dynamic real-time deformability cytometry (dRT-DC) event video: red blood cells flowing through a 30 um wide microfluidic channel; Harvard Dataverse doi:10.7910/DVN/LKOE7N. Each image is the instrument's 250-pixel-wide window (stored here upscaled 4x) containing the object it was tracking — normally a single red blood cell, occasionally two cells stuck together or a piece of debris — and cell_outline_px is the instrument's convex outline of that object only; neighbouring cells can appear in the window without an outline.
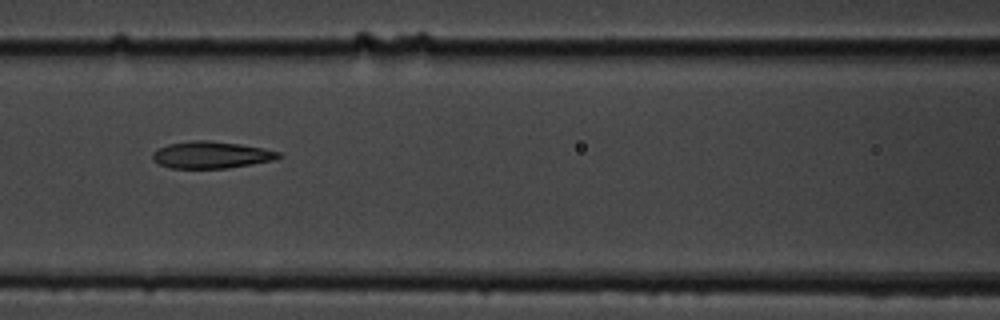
{"species": "common noctule bat (a hibernating species)", "species_latin": "Nyctalus noctula", "temperature_condition": "cold", "stored_images_in_passage": 9, "camera_frame_rate_fps": 3000, "um_per_image_px": 0.085, "animal": {"sex": "male", "body_mass_g": 19.5, "forearm_length_mm": 54.6}, "frame": {"image": 1, "passage_image": 8, "time_ms": 8.0, "image_size_px": [1000, 320], "cell_outline_px": [[284, 156], [272, 160], [228, 168], [172, 168], [160, 164], [152, 160], [152, 152], [168, 144], [192, 140], [208, 140], [240, 144], [264, 148], [284, 152]], "centroid_in_image_um": [17.99, 13.16], "position_along_channel_um": 148.6, "area_um2": 19.83}}
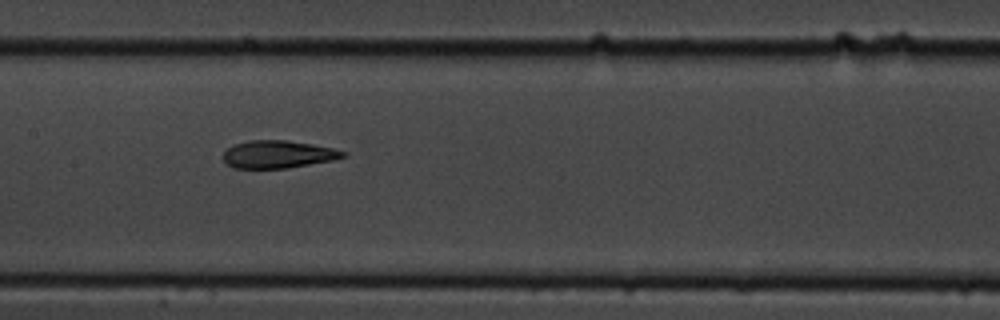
{"frame": {"image": 2, "passage_image": 9, "time_ms": 9.0, "image_size_px": [1000, 320], "cell_outline_px": [[348, 156], [332, 160], [288, 168], [232, 168], [224, 160], [224, 152], [232, 144], [248, 140], [288, 140], [312, 144], [332, 148], [348, 152]], "centroid_in_image_um": [23.64, 13.11], "position_along_channel_um": 183.8, "area_um2": 19.36}}